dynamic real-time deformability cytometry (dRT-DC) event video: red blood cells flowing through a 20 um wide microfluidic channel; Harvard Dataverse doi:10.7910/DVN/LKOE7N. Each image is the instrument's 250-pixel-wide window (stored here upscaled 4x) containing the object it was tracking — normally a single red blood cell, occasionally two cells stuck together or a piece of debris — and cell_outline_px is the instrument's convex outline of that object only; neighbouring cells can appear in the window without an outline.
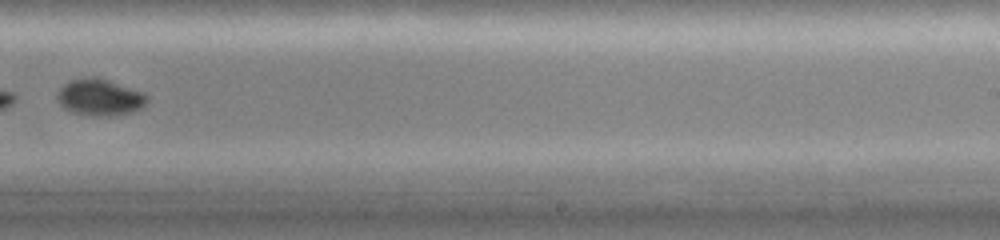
{"species": "common noctule bat (a hibernating species)", "species_latin": "Nyctalus noctula", "temperature_condition": "cold", "stored_images_in_passage": 22, "camera_frame_rate_fps": 3000, "um_per_image_px": 0.085, "animal": {"sex": "female", "body_mass_g": 19.0, "forearm_length_mm": 51.5}, "frame": {"image": 1, "passage_image": 13, "time_ms": 9.667, "image_size_px": [1000, 240], "cell_outline_px": [[148, 100], [144, 108], [136, 112], [112, 116], [92, 116], [72, 112], [64, 108], [60, 104], [56, 96], [60, 88], [64, 84], [72, 80], [92, 76], [108, 80], [144, 92], [148, 96]], "centroid_in_image_um": [8.53, 8.29], "position_along_channel_um": 280.5, "area_um2": 19.42}}